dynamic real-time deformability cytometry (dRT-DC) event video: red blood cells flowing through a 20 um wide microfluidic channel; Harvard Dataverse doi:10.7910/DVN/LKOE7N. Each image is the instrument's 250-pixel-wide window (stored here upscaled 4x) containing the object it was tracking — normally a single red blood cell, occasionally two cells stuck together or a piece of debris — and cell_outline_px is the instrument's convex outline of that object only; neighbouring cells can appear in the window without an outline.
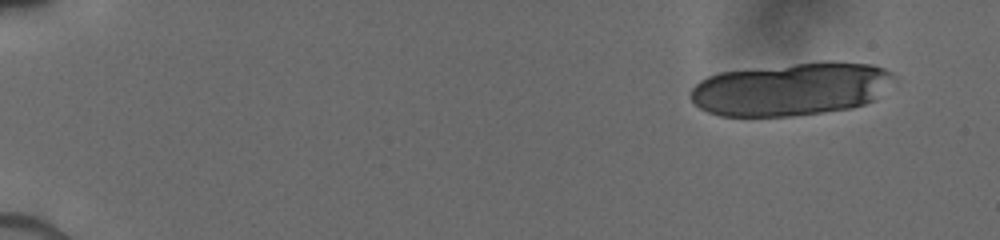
{"species": "human", "species_latin": "Homo sapiens", "temperature_condition": "cold", "stored_images_in_passage": 12, "camera_frame_rate_fps": 3000, "um_per_image_px": 0.085, "donor": {"sex": "male"}, "frame": {"image": 1, "passage_image": 1, "time_ms": 0.0, "image_size_px": [1000, 240], "cell_outline_px": [[896, 80], [876, 100], [852, 108], [824, 112], [792, 116], [720, 116], [708, 112], [692, 104], [688, 96], [688, 92], [700, 80], [708, 76], [720, 72], [820, 60], [832, 60], [872, 64], [884, 68], [892, 72], [896, 76]], "centroid_in_image_um": [67.27, 7.55], "position_along_channel_um": 17.7, "area_um2": 64.16}}
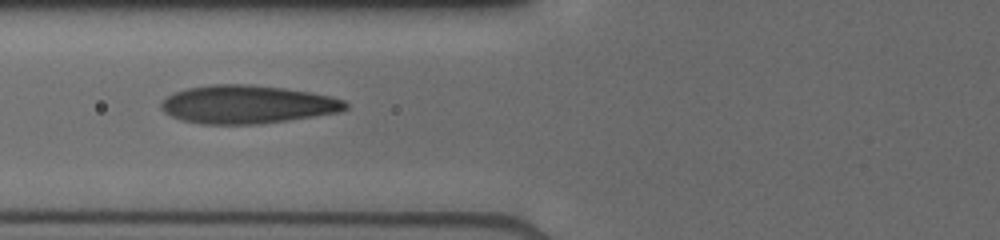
{"frame": {"image": 2, "passage_image": 8, "time_ms": 6.333, "image_size_px": [1000, 240], "cell_outline_px": [[348, 108], [340, 112], [288, 120], [260, 124], [200, 124], [180, 120], [164, 112], [160, 108], [160, 104], [168, 96], [176, 92], [188, 88], [212, 84], [248, 84], [284, 88], [308, 92], [328, 96], [344, 100], [348, 104]], "centroid_in_image_um": [21.0, 8.88], "position_along_channel_um": 104.8, "area_um2": 40.98}}
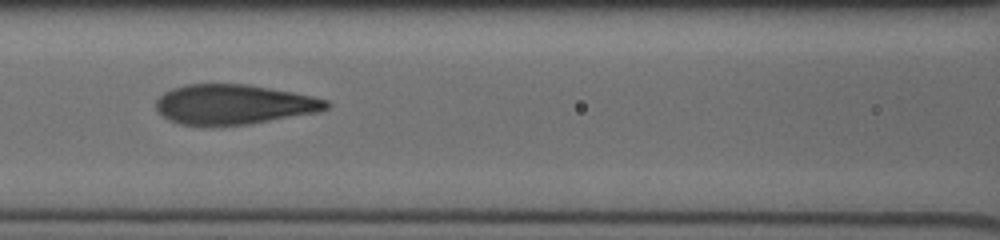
{"frame": {"image": 3, "passage_image": 10, "time_ms": 7.333, "image_size_px": [1000, 240], "cell_outline_px": [[332, 104], [328, 108], [320, 112], [248, 124], [180, 124], [168, 120], [156, 108], [156, 100], [164, 92], [172, 88], [184, 84], [248, 84], [292, 92], [312, 96], [328, 100]], "centroid_in_image_um": [19.91, 8.86], "position_along_channel_um": 146.7, "area_um2": 39.3}}